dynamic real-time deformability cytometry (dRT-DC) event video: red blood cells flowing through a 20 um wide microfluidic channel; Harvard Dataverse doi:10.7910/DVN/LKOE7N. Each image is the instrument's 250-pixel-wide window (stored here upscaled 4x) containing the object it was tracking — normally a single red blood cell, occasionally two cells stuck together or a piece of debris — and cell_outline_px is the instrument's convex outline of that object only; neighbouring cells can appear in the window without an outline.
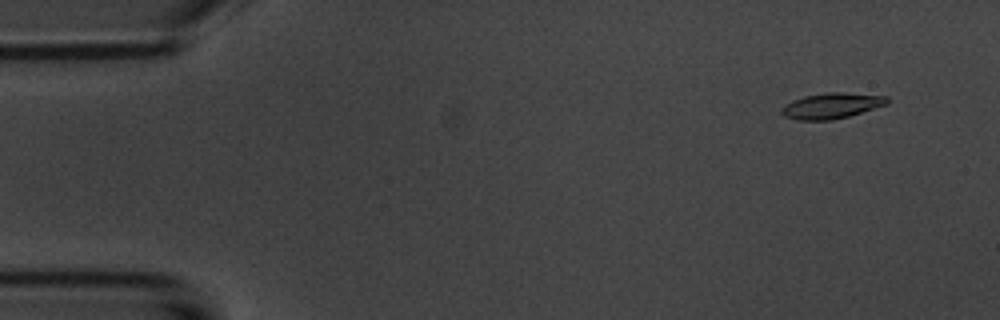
{"species": "common noctule bat (a hibernating species)", "species_latin": "Nyctalus noctula", "temperature_condition": "room temperature", "stored_images_in_passage": 54, "camera_frame_rate_fps": 3000, "um_per_image_px": 0.085, "animal": {"sex": "male", "body_mass_g": 20.1, "forearm_length_mm": 53.5}, "frame": {"image": 1, "passage_image": 4, "time_ms": 1.0, "image_size_px": [1000, 320], "cell_outline_px": [[888, 104], [848, 116], [832, 120], [800, 120], [784, 116], [780, 112], [780, 108], [784, 104], [792, 100], [804, 96], [828, 92], [844, 92], [888, 96]], "centroid_in_image_um": [70.66, 8.98], "position_along_channel_um": 14.3, "area_um2": 15.84}}
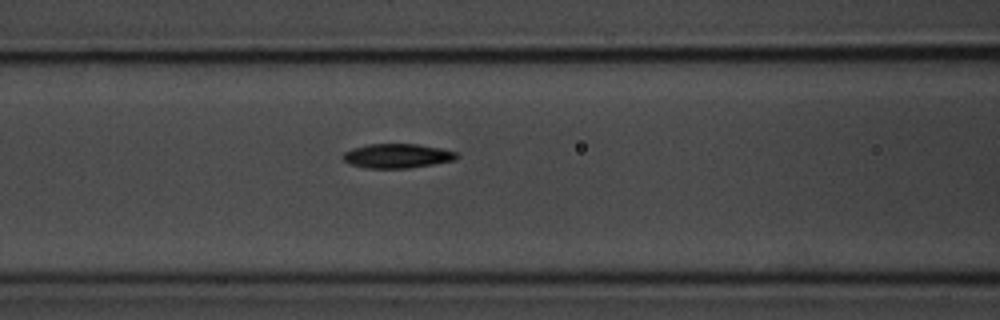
{"frame": {"image": 2, "passage_image": 22, "time_ms": 7.0, "image_size_px": [1000, 320], "cell_outline_px": [[460, 156], [456, 160], [408, 168], [368, 168], [352, 164], [344, 160], [344, 152], [352, 148], [368, 144], [420, 144], [440, 148], [456, 152]], "centroid_in_image_um": [33.81, 13.24], "position_along_channel_um": 132.8, "area_um2": 16.01}}
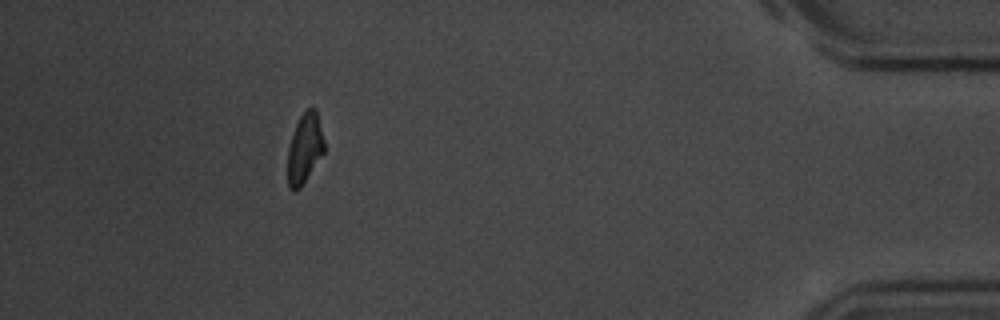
{"frame": {"image": 3, "passage_image": 49, "time_ms": 16.0, "image_size_px": [1000, 320], "cell_outline_px": [[324, 152], [300, 188], [292, 192], [288, 188], [288, 148], [296, 124], [300, 116], [308, 108], [316, 108], [324, 140]], "centroid_in_image_um": [25.89, 12.63], "position_along_channel_um": 409.3, "area_um2": 14.74}, "authors_computed_cell_mechanics": {"area_um2": 15.8372, "velocity_mm_per_s": 3.6998, "shape_relaxation_time_tau1_ms": 2.2463, "shape_relaxation_time_tau2_ms": 4.7162, "deformation_change_tau1": 0.1402, "deformation_change_tau2": 0.0965}}